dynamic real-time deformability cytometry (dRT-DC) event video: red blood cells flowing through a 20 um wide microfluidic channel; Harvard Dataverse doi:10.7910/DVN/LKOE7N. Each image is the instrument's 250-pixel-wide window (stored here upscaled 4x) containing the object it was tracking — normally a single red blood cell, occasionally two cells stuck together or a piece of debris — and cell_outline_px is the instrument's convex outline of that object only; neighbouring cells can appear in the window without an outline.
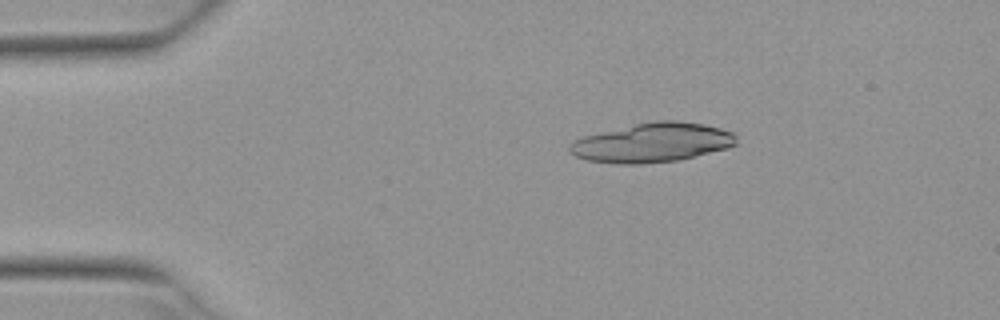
{"species": "Egyptian fruit bat (a non-hibernating species)", "species_latin": "Rousettus aegyptiacus", "temperature_condition": "warm", "stored_images_in_passage": 8, "segment_of_instrument_passage": [1, 2], "camera_frame_rate_fps": 3000, "um_per_image_px": 0.085, "animal": {"sex": "female"}, "frame": {"image": 1, "passage_image": 2, "time_ms": 0.333, "image_size_px": [1000, 320], "cell_outline_px": [[736, 144], [728, 148], [696, 156], [676, 160], [640, 164], [616, 164], [588, 160], [576, 156], [568, 148], [568, 144], [584, 136], [636, 124], [656, 120], [676, 120], [704, 124], [720, 128], [732, 132], [736, 136]], "centroid_in_image_um": [55.47, 12.12], "position_along_channel_um": 29.5, "area_um2": 37.86}}